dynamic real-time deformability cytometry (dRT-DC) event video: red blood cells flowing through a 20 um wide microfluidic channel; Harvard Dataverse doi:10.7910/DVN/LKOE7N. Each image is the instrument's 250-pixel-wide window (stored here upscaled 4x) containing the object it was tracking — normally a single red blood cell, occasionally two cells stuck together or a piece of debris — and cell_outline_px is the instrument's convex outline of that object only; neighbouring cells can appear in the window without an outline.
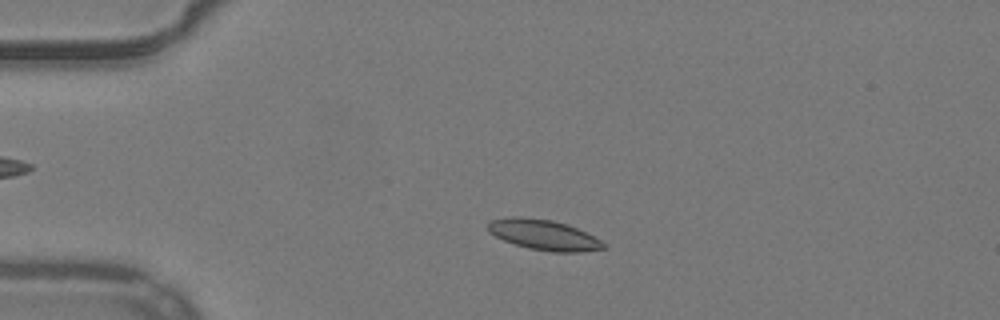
{"species": "common noctule bat (a hibernating species)", "species_latin": "Nyctalus noctula", "temperature_condition": "warm", "stored_images_in_passage": 49, "camera_frame_rate_fps": 3000, "um_per_image_px": 0.085, "animal": {"sex": "male", "body_mass_g": 19.2, "forearm_length_mm": 51.8}, "frame": {"image": 1, "passage_image": 9, "time_ms": 2.667, "image_size_px": [1000, 320], "cell_outline_px": [[604, 248], [580, 252], [552, 252], [528, 248], [504, 240], [488, 232], [488, 220], [512, 216], [520, 216], [552, 220], [568, 224], [600, 240], [604, 244]], "centroid_in_image_um": [46.16, 19.95], "position_along_channel_um": 38.8, "area_um2": 20.29}}
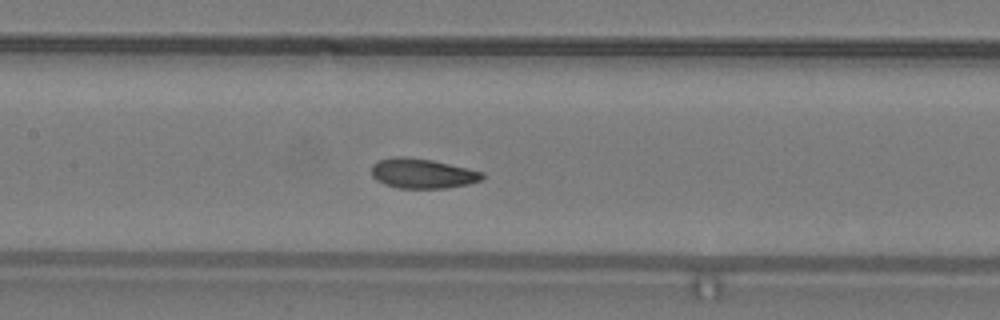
{"frame": {"image": 2, "passage_image": 22, "time_ms": 7.0, "image_size_px": [1000, 320], "cell_outline_px": [[484, 180], [468, 184], [448, 188], [400, 188], [384, 184], [376, 180], [372, 176], [372, 164], [380, 160], [396, 156], [404, 156], [432, 160], [468, 168], [484, 172]], "centroid_in_image_um": [35.93, 14.74], "position_along_channel_um": 171.5, "area_um2": 19.36}}
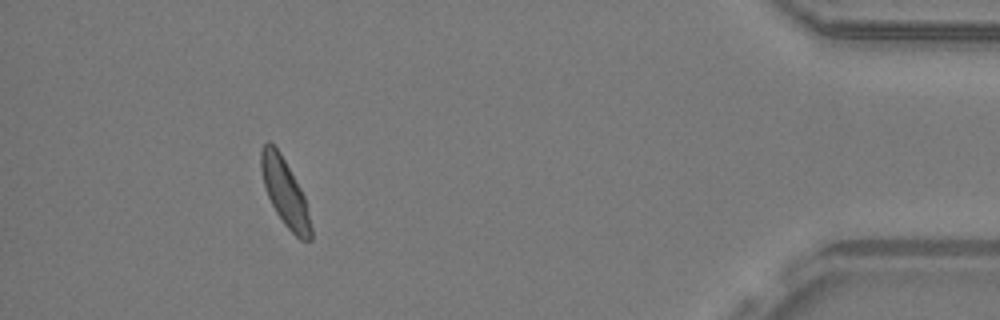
{"frame": {"image": 3, "passage_image": 45, "time_ms": 14.667, "image_size_px": [1000, 320], "cell_outline_px": [[312, 240], [300, 240], [284, 224], [276, 212], [268, 196], [264, 184], [260, 168], [260, 152], [264, 144], [268, 140], [280, 152], [300, 188], [304, 196], [312, 228]], "centroid_in_image_um": [24.21, 16.36], "position_along_channel_um": 411.0, "area_um2": 19.19}, "authors_computed_cell_mechanics": {"area_um2": 19.1896, "velocity_mm_per_s": 3.8918, "shape_relaxation_time_tau1_ms": 4.3471, "shape_relaxation_time_tau2_ms": 1.3753, "deformation_change_tau1": 0.0937, "deformation_change_tau2": 0.0615}}